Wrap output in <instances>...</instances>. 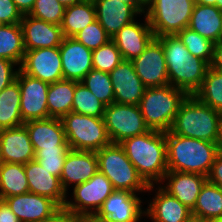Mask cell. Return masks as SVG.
<instances>
[{"instance_id":"obj_1","label":"cell","mask_w":222,"mask_h":222,"mask_svg":"<svg viewBox=\"0 0 222 222\" xmlns=\"http://www.w3.org/2000/svg\"><path fill=\"white\" fill-rule=\"evenodd\" d=\"M119 144L148 185L163 181L168 172L166 132L149 130Z\"/></svg>"},{"instance_id":"obj_2","label":"cell","mask_w":222,"mask_h":222,"mask_svg":"<svg viewBox=\"0 0 222 222\" xmlns=\"http://www.w3.org/2000/svg\"><path fill=\"white\" fill-rule=\"evenodd\" d=\"M168 171L208 176L222 143H213L166 132Z\"/></svg>"},{"instance_id":"obj_3","label":"cell","mask_w":222,"mask_h":222,"mask_svg":"<svg viewBox=\"0 0 222 222\" xmlns=\"http://www.w3.org/2000/svg\"><path fill=\"white\" fill-rule=\"evenodd\" d=\"M165 53L169 84L185 91L188 95L200 88L210 65L193 57L177 35L155 37Z\"/></svg>"},{"instance_id":"obj_4","label":"cell","mask_w":222,"mask_h":222,"mask_svg":"<svg viewBox=\"0 0 222 222\" xmlns=\"http://www.w3.org/2000/svg\"><path fill=\"white\" fill-rule=\"evenodd\" d=\"M171 131L184 137L222 143V113L188 95L182 102Z\"/></svg>"},{"instance_id":"obj_5","label":"cell","mask_w":222,"mask_h":222,"mask_svg":"<svg viewBox=\"0 0 222 222\" xmlns=\"http://www.w3.org/2000/svg\"><path fill=\"white\" fill-rule=\"evenodd\" d=\"M188 94L170 84L146 88L138 106L150 130L168 132Z\"/></svg>"},{"instance_id":"obj_6","label":"cell","mask_w":222,"mask_h":222,"mask_svg":"<svg viewBox=\"0 0 222 222\" xmlns=\"http://www.w3.org/2000/svg\"><path fill=\"white\" fill-rule=\"evenodd\" d=\"M98 171L104 174L115 190H127L132 193L151 191L148 185L128 159L120 144L111 143L96 152Z\"/></svg>"},{"instance_id":"obj_7","label":"cell","mask_w":222,"mask_h":222,"mask_svg":"<svg viewBox=\"0 0 222 222\" xmlns=\"http://www.w3.org/2000/svg\"><path fill=\"white\" fill-rule=\"evenodd\" d=\"M61 121L71 150L97 152L112 143L103 117L70 112Z\"/></svg>"},{"instance_id":"obj_8","label":"cell","mask_w":222,"mask_h":222,"mask_svg":"<svg viewBox=\"0 0 222 222\" xmlns=\"http://www.w3.org/2000/svg\"><path fill=\"white\" fill-rule=\"evenodd\" d=\"M194 5V0H151L144 13L155 37L177 35L189 26Z\"/></svg>"},{"instance_id":"obj_9","label":"cell","mask_w":222,"mask_h":222,"mask_svg":"<svg viewBox=\"0 0 222 222\" xmlns=\"http://www.w3.org/2000/svg\"><path fill=\"white\" fill-rule=\"evenodd\" d=\"M103 119L108 136L115 144L150 130L138 105L111 103L105 107Z\"/></svg>"},{"instance_id":"obj_10","label":"cell","mask_w":222,"mask_h":222,"mask_svg":"<svg viewBox=\"0 0 222 222\" xmlns=\"http://www.w3.org/2000/svg\"><path fill=\"white\" fill-rule=\"evenodd\" d=\"M114 190L110 180L97 171L88 181L74 186V202L66 200L63 208L76 216L95 214Z\"/></svg>"},{"instance_id":"obj_11","label":"cell","mask_w":222,"mask_h":222,"mask_svg":"<svg viewBox=\"0 0 222 222\" xmlns=\"http://www.w3.org/2000/svg\"><path fill=\"white\" fill-rule=\"evenodd\" d=\"M19 68L23 73L48 84L63 80L59 47L25 51L24 59Z\"/></svg>"},{"instance_id":"obj_12","label":"cell","mask_w":222,"mask_h":222,"mask_svg":"<svg viewBox=\"0 0 222 222\" xmlns=\"http://www.w3.org/2000/svg\"><path fill=\"white\" fill-rule=\"evenodd\" d=\"M16 80L21 93L20 114L22 120L26 122L49 118L47 95L50 84L33 78L20 69Z\"/></svg>"},{"instance_id":"obj_13","label":"cell","mask_w":222,"mask_h":222,"mask_svg":"<svg viewBox=\"0 0 222 222\" xmlns=\"http://www.w3.org/2000/svg\"><path fill=\"white\" fill-rule=\"evenodd\" d=\"M132 62L136 74L146 88L162 87L169 84L165 53L162 44L156 38Z\"/></svg>"},{"instance_id":"obj_14","label":"cell","mask_w":222,"mask_h":222,"mask_svg":"<svg viewBox=\"0 0 222 222\" xmlns=\"http://www.w3.org/2000/svg\"><path fill=\"white\" fill-rule=\"evenodd\" d=\"M4 201L21 222H43L61 209L51 198L31 192L8 197Z\"/></svg>"},{"instance_id":"obj_15","label":"cell","mask_w":222,"mask_h":222,"mask_svg":"<svg viewBox=\"0 0 222 222\" xmlns=\"http://www.w3.org/2000/svg\"><path fill=\"white\" fill-rule=\"evenodd\" d=\"M141 200L127 190H114L103 202L97 215L109 222H139L145 213L141 210Z\"/></svg>"},{"instance_id":"obj_16","label":"cell","mask_w":222,"mask_h":222,"mask_svg":"<svg viewBox=\"0 0 222 222\" xmlns=\"http://www.w3.org/2000/svg\"><path fill=\"white\" fill-rule=\"evenodd\" d=\"M114 91V103L138 105L146 87L135 72L132 61L123 60L110 73Z\"/></svg>"},{"instance_id":"obj_17","label":"cell","mask_w":222,"mask_h":222,"mask_svg":"<svg viewBox=\"0 0 222 222\" xmlns=\"http://www.w3.org/2000/svg\"><path fill=\"white\" fill-rule=\"evenodd\" d=\"M25 51L59 47L64 39L60 25L47 23L28 14L20 22Z\"/></svg>"},{"instance_id":"obj_18","label":"cell","mask_w":222,"mask_h":222,"mask_svg":"<svg viewBox=\"0 0 222 222\" xmlns=\"http://www.w3.org/2000/svg\"><path fill=\"white\" fill-rule=\"evenodd\" d=\"M64 80L80 82L92 69V51L73 37H64L59 46Z\"/></svg>"},{"instance_id":"obj_19","label":"cell","mask_w":222,"mask_h":222,"mask_svg":"<svg viewBox=\"0 0 222 222\" xmlns=\"http://www.w3.org/2000/svg\"><path fill=\"white\" fill-rule=\"evenodd\" d=\"M96 20L113 38L125 25L134 21L141 12L131 3L120 0H94Z\"/></svg>"},{"instance_id":"obj_20","label":"cell","mask_w":222,"mask_h":222,"mask_svg":"<svg viewBox=\"0 0 222 222\" xmlns=\"http://www.w3.org/2000/svg\"><path fill=\"white\" fill-rule=\"evenodd\" d=\"M35 151L24 125L0 130V162L27 164Z\"/></svg>"},{"instance_id":"obj_21","label":"cell","mask_w":222,"mask_h":222,"mask_svg":"<svg viewBox=\"0 0 222 222\" xmlns=\"http://www.w3.org/2000/svg\"><path fill=\"white\" fill-rule=\"evenodd\" d=\"M154 38V32L145 16V24H138L134 20L118 31L111 40L116 44L123 60L132 61L143 53Z\"/></svg>"},{"instance_id":"obj_22","label":"cell","mask_w":222,"mask_h":222,"mask_svg":"<svg viewBox=\"0 0 222 222\" xmlns=\"http://www.w3.org/2000/svg\"><path fill=\"white\" fill-rule=\"evenodd\" d=\"M98 171V158L94 151L70 150L64 161L60 183L66 192L69 184L88 181Z\"/></svg>"},{"instance_id":"obj_23","label":"cell","mask_w":222,"mask_h":222,"mask_svg":"<svg viewBox=\"0 0 222 222\" xmlns=\"http://www.w3.org/2000/svg\"><path fill=\"white\" fill-rule=\"evenodd\" d=\"M29 134L34 150L57 149V146H69L60 118L29 120L23 124Z\"/></svg>"},{"instance_id":"obj_24","label":"cell","mask_w":222,"mask_h":222,"mask_svg":"<svg viewBox=\"0 0 222 222\" xmlns=\"http://www.w3.org/2000/svg\"><path fill=\"white\" fill-rule=\"evenodd\" d=\"M25 174L28 180L29 192L49 197L61 208L64 207L67 192L63 190L59 177L50 174L35 160L25 164Z\"/></svg>"},{"instance_id":"obj_25","label":"cell","mask_w":222,"mask_h":222,"mask_svg":"<svg viewBox=\"0 0 222 222\" xmlns=\"http://www.w3.org/2000/svg\"><path fill=\"white\" fill-rule=\"evenodd\" d=\"M164 179H168L169 182L162 188L191 210L196 204L202 186L207 181V177L201 174L178 171H168Z\"/></svg>"},{"instance_id":"obj_26","label":"cell","mask_w":222,"mask_h":222,"mask_svg":"<svg viewBox=\"0 0 222 222\" xmlns=\"http://www.w3.org/2000/svg\"><path fill=\"white\" fill-rule=\"evenodd\" d=\"M157 189V195L149 203L145 214L153 222H188L192 217L191 209L170 195L162 187Z\"/></svg>"},{"instance_id":"obj_27","label":"cell","mask_w":222,"mask_h":222,"mask_svg":"<svg viewBox=\"0 0 222 222\" xmlns=\"http://www.w3.org/2000/svg\"><path fill=\"white\" fill-rule=\"evenodd\" d=\"M188 27L216 44L222 40V11L195 3Z\"/></svg>"},{"instance_id":"obj_28","label":"cell","mask_w":222,"mask_h":222,"mask_svg":"<svg viewBox=\"0 0 222 222\" xmlns=\"http://www.w3.org/2000/svg\"><path fill=\"white\" fill-rule=\"evenodd\" d=\"M96 21L93 1H81L65 7L61 29L64 37H74L82 29Z\"/></svg>"},{"instance_id":"obj_29","label":"cell","mask_w":222,"mask_h":222,"mask_svg":"<svg viewBox=\"0 0 222 222\" xmlns=\"http://www.w3.org/2000/svg\"><path fill=\"white\" fill-rule=\"evenodd\" d=\"M21 93L17 80L0 92V130L24 124L20 114Z\"/></svg>"},{"instance_id":"obj_30","label":"cell","mask_w":222,"mask_h":222,"mask_svg":"<svg viewBox=\"0 0 222 222\" xmlns=\"http://www.w3.org/2000/svg\"><path fill=\"white\" fill-rule=\"evenodd\" d=\"M75 92L74 80H60L49 85L47 106L49 118H62L72 112Z\"/></svg>"},{"instance_id":"obj_31","label":"cell","mask_w":222,"mask_h":222,"mask_svg":"<svg viewBox=\"0 0 222 222\" xmlns=\"http://www.w3.org/2000/svg\"><path fill=\"white\" fill-rule=\"evenodd\" d=\"M29 192L25 164L0 163V200Z\"/></svg>"},{"instance_id":"obj_32","label":"cell","mask_w":222,"mask_h":222,"mask_svg":"<svg viewBox=\"0 0 222 222\" xmlns=\"http://www.w3.org/2000/svg\"><path fill=\"white\" fill-rule=\"evenodd\" d=\"M192 216L214 220L222 216V188L208 180L201 188L196 204L191 210Z\"/></svg>"},{"instance_id":"obj_33","label":"cell","mask_w":222,"mask_h":222,"mask_svg":"<svg viewBox=\"0 0 222 222\" xmlns=\"http://www.w3.org/2000/svg\"><path fill=\"white\" fill-rule=\"evenodd\" d=\"M24 55L25 48L21 24H1L0 58L8 59L21 65Z\"/></svg>"},{"instance_id":"obj_34","label":"cell","mask_w":222,"mask_h":222,"mask_svg":"<svg viewBox=\"0 0 222 222\" xmlns=\"http://www.w3.org/2000/svg\"><path fill=\"white\" fill-rule=\"evenodd\" d=\"M194 96L204 104L222 113V72L209 67L200 88Z\"/></svg>"},{"instance_id":"obj_35","label":"cell","mask_w":222,"mask_h":222,"mask_svg":"<svg viewBox=\"0 0 222 222\" xmlns=\"http://www.w3.org/2000/svg\"><path fill=\"white\" fill-rule=\"evenodd\" d=\"M106 105L98 100L81 82L75 81L72 112L91 117H103Z\"/></svg>"},{"instance_id":"obj_36","label":"cell","mask_w":222,"mask_h":222,"mask_svg":"<svg viewBox=\"0 0 222 222\" xmlns=\"http://www.w3.org/2000/svg\"><path fill=\"white\" fill-rule=\"evenodd\" d=\"M106 106L114 103V91L108 72L92 69L81 81Z\"/></svg>"},{"instance_id":"obj_37","label":"cell","mask_w":222,"mask_h":222,"mask_svg":"<svg viewBox=\"0 0 222 222\" xmlns=\"http://www.w3.org/2000/svg\"><path fill=\"white\" fill-rule=\"evenodd\" d=\"M193 57L206 61L209 65L213 58L214 43L194 30L186 27L177 34Z\"/></svg>"},{"instance_id":"obj_38","label":"cell","mask_w":222,"mask_h":222,"mask_svg":"<svg viewBox=\"0 0 222 222\" xmlns=\"http://www.w3.org/2000/svg\"><path fill=\"white\" fill-rule=\"evenodd\" d=\"M122 61L121 53L112 40L92 51L93 69L110 73Z\"/></svg>"},{"instance_id":"obj_39","label":"cell","mask_w":222,"mask_h":222,"mask_svg":"<svg viewBox=\"0 0 222 222\" xmlns=\"http://www.w3.org/2000/svg\"><path fill=\"white\" fill-rule=\"evenodd\" d=\"M70 150L69 146H57V149L34 150V160L38 161L50 174L60 178L65 158Z\"/></svg>"},{"instance_id":"obj_40","label":"cell","mask_w":222,"mask_h":222,"mask_svg":"<svg viewBox=\"0 0 222 222\" xmlns=\"http://www.w3.org/2000/svg\"><path fill=\"white\" fill-rule=\"evenodd\" d=\"M64 11L65 6L57 0H35V4L28 15L47 23L61 25Z\"/></svg>"},{"instance_id":"obj_41","label":"cell","mask_w":222,"mask_h":222,"mask_svg":"<svg viewBox=\"0 0 222 222\" xmlns=\"http://www.w3.org/2000/svg\"><path fill=\"white\" fill-rule=\"evenodd\" d=\"M73 38L91 51L96 50L111 40V37L97 20L82 29Z\"/></svg>"},{"instance_id":"obj_42","label":"cell","mask_w":222,"mask_h":222,"mask_svg":"<svg viewBox=\"0 0 222 222\" xmlns=\"http://www.w3.org/2000/svg\"><path fill=\"white\" fill-rule=\"evenodd\" d=\"M22 17L12 0H0V25L20 23Z\"/></svg>"},{"instance_id":"obj_43","label":"cell","mask_w":222,"mask_h":222,"mask_svg":"<svg viewBox=\"0 0 222 222\" xmlns=\"http://www.w3.org/2000/svg\"><path fill=\"white\" fill-rule=\"evenodd\" d=\"M15 65L18 64L11 60L0 58V92L16 80L20 68L14 71L13 67Z\"/></svg>"},{"instance_id":"obj_44","label":"cell","mask_w":222,"mask_h":222,"mask_svg":"<svg viewBox=\"0 0 222 222\" xmlns=\"http://www.w3.org/2000/svg\"><path fill=\"white\" fill-rule=\"evenodd\" d=\"M207 180L222 188V150L215 157L211 171L207 176Z\"/></svg>"},{"instance_id":"obj_45","label":"cell","mask_w":222,"mask_h":222,"mask_svg":"<svg viewBox=\"0 0 222 222\" xmlns=\"http://www.w3.org/2000/svg\"><path fill=\"white\" fill-rule=\"evenodd\" d=\"M43 222H77V216L61 208L51 218Z\"/></svg>"},{"instance_id":"obj_46","label":"cell","mask_w":222,"mask_h":222,"mask_svg":"<svg viewBox=\"0 0 222 222\" xmlns=\"http://www.w3.org/2000/svg\"><path fill=\"white\" fill-rule=\"evenodd\" d=\"M0 222H21L4 200H0Z\"/></svg>"},{"instance_id":"obj_47","label":"cell","mask_w":222,"mask_h":222,"mask_svg":"<svg viewBox=\"0 0 222 222\" xmlns=\"http://www.w3.org/2000/svg\"><path fill=\"white\" fill-rule=\"evenodd\" d=\"M210 67L222 72V40L214 44L213 58Z\"/></svg>"},{"instance_id":"obj_48","label":"cell","mask_w":222,"mask_h":222,"mask_svg":"<svg viewBox=\"0 0 222 222\" xmlns=\"http://www.w3.org/2000/svg\"><path fill=\"white\" fill-rule=\"evenodd\" d=\"M22 15L29 14L32 10L35 0H12Z\"/></svg>"},{"instance_id":"obj_49","label":"cell","mask_w":222,"mask_h":222,"mask_svg":"<svg viewBox=\"0 0 222 222\" xmlns=\"http://www.w3.org/2000/svg\"><path fill=\"white\" fill-rule=\"evenodd\" d=\"M77 222H109L106 218L99 217L95 214H82L77 216Z\"/></svg>"},{"instance_id":"obj_50","label":"cell","mask_w":222,"mask_h":222,"mask_svg":"<svg viewBox=\"0 0 222 222\" xmlns=\"http://www.w3.org/2000/svg\"><path fill=\"white\" fill-rule=\"evenodd\" d=\"M133 4L141 13L144 14L145 6L139 0H120Z\"/></svg>"},{"instance_id":"obj_51","label":"cell","mask_w":222,"mask_h":222,"mask_svg":"<svg viewBox=\"0 0 222 222\" xmlns=\"http://www.w3.org/2000/svg\"><path fill=\"white\" fill-rule=\"evenodd\" d=\"M60 4H62L65 7L71 6L73 4L79 3L82 0H57Z\"/></svg>"},{"instance_id":"obj_52","label":"cell","mask_w":222,"mask_h":222,"mask_svg":"<svg viewBox=\"0 0 222 222\" xmlns=\"http://www.w3.org/2000/svg\"><path fill=\"white\" fill-rule=\"evenodd\" d=\"M196 4L216 6L217 0H194Z\"/></svg>"},{"instance_id":"obj_53","label":"cell","mask_w":222,"mask_h":222,"mask_svg":"<svg viewBox=\"0 0 222 222\" xmlns=\"http://www.w3.org/2000/svg\"><path fill=\"white\" fill-rule=\"evenodd\" d=\"M188 222H212L211 220H208V219H202V218H197V217H194L192 216Z\"/></svg>"},{"instance_id":"obj_54","label":"cell","mask_w":222,"mask_h":222,"mask_svg":"<svg viewBox=\"0 0 222 222\" xmlns=\"http://www.w3.org/2000/svg\"><path fill=\"white\" fill-rule=\"evenodd\" d=\"M216 7L222 11V0H217L216 1Z\"/></svg>"},{"instance_id":"obj_55","label":"cell","mask_w":222,"mask_h":222,"mask_svg":"<svg viewBox=\"0 0 222 222\" xmlns=\"http://www.w3.org/2000/svg\"><path fill=\"white\" fill-rule=\"evenodd\" d=\"M144 6H146L151 0H139Z\"/></svg>"},{"instance_id":"obj_56","label":"cell","mask_w":222,"mask_h":222,"mask_svg":"<svg viewBox=\"0 0 222 222\" xmlns=\"http://www.w3.org/2000/svg\"><path fill=\"white\" fill-rule=\"evenodd\" d=\"M212 222H222V216L212 220Z\"/></svg>"}]
</instances>
